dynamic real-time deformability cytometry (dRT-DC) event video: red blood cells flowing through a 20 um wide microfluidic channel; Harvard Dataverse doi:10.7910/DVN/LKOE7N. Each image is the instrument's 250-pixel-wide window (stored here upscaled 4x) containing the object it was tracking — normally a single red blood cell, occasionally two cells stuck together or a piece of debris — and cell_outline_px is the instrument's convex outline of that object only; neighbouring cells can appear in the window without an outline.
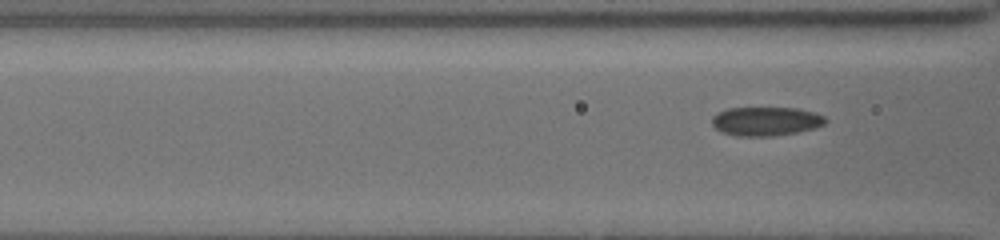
{"species": "common noctule bat (a hibernating species)", "species_latin": "Nyctalus noctula", "temperature_condition": "cold", "stored_images_in_passage": 9, "segment_of_instrument_passage": [2, 2], "camera_frame_rate_fps": 3000, "um_per_image_px": 0.085, "animal": {"sex": "female", "body_mass_g": 19.5, "forearm_length_mm": 54.1}, "frame": {"image": 1, "passage_image": 9, "time_ms": 8.0, "image_size_px": [1000, 240], "cell_outline_px": [[828, 120], [824, 124], [816, 128], [796, 132], [772, 136], [736, 136], [720, 132], [712, 124], [712, 116], [716, 112], [728, 108], [796, 108], [812, 112], [824, 116]], "centroid_in_image_um": [65.07, 10.31], "position_along_channel_um": 101.5, "area_um2": 19.19}}